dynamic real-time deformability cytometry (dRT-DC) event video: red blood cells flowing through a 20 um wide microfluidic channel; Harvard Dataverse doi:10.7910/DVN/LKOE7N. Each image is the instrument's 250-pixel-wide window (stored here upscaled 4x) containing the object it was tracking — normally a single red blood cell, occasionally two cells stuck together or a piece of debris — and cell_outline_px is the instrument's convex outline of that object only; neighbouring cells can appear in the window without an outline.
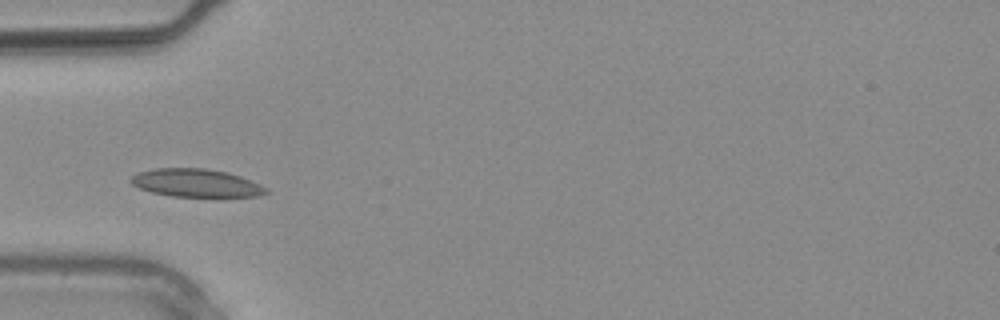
{"species": "common noctule bat (a hibernating species)", "species_latin": "Nyctalus noctula", "temperature_condition": "warm", "stored_images_in_passage": 2, "camera_frame_rate_fps": 3000, "um_per_image_px": 0.085, "animal": {"sex": "male", "body_mass_g": 20.4}, "frame": {"image": 1, "passage_image": 2, "time_ms": 0.333, "image_size_px": [1000, 320], "cell_outline_px": [[268, 192], [260, 196], [172, 196], [152, 192], [140, 188], [132, 184], [128, 180], [136, 172], [156, 168], [204, 168], [228, 172], [240, 176], [260, 184], [268, 188]], "centroid_in_image_um": [16.65, 15.54], "position_along_channel_um": 68.3, "area_um2": 22.02}}